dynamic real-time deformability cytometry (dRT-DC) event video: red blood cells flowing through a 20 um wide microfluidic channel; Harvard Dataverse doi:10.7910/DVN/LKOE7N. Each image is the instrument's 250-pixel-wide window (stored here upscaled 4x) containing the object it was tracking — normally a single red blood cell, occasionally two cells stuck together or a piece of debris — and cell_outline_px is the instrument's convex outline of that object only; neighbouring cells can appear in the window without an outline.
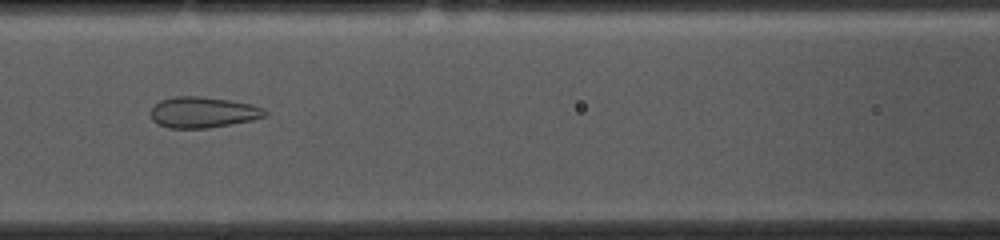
{"species": "common noctule bat (a hibernating species)", "species_latin": "Nyctalus noctula", "temperature_condition": "cold", "stored_images_in_passage": 38, "camera_frame_rate_fps": 3000, "um_per_image_px": 0.085, "animal": {"sex": "female", "body_mass_g": 10.0, "forearm_length_mm": 53.1}, "frame": {"image": 1, "passage_image": 7, "time_ms": 2.0, "image_size_px": [1000, 240], "cell_outline_px": [[268, 112], [264, 116], [252, 120], [208, 128], [168, 128], [156, 124], [152, 120], [152, 108], [160, 100], [176, 96], [196, 96], [228, 100], [252, 104], [264, 108]], "centroid_in_image_um": [17.24, 9.55], "position_along_channel_um": 149.4, "area_um2": 20.46}}
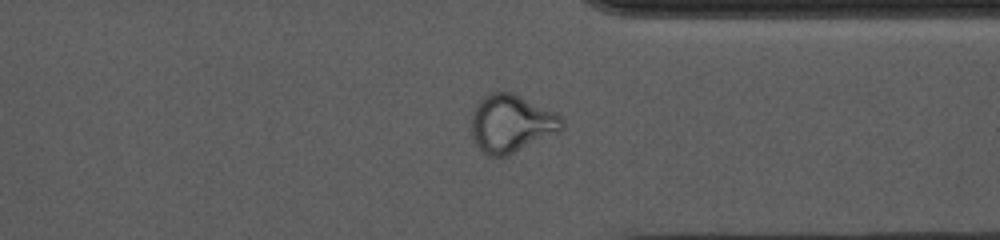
{"frame": {"image": 2, "passage_image": 25, "time_ms": 8.0, "image_size_px": [1000, 240], "cell_outline_px": [[564, 128], [560, 132], [504, 156], [488, 156], [476, 144], [472, 136], [472, 112], [476, 104], [488, 92], [508, 92], [552, 112], [560, 116], [564, 120]], "centroid_in_image_um": [43.43, 10.51], "position_along_channel_um": 368.0, "area_um2": 29.77}}
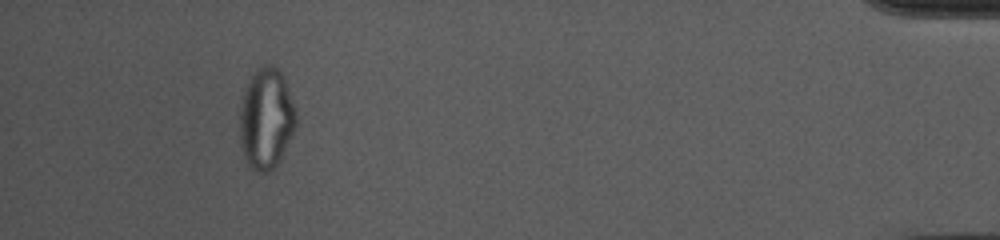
{"frame": {"image": 3, "passage_image": 34, "time_ms": 11.0, "image_size_px": [1000, 240], "cell_outline_px": [[296, 128], [280, 160], [268, 172], [256, 172], [248, 164], [240, 148], [240, 108], [244, 92], [248, 80], [252, 72], [256, 68], [264, 64], [272, 64], [284, 76], [296, 116]], "centroid_in_image_um": [22.61, 10.07], "position_along_channel_um": 412.6, "area_um2": 33.18}}